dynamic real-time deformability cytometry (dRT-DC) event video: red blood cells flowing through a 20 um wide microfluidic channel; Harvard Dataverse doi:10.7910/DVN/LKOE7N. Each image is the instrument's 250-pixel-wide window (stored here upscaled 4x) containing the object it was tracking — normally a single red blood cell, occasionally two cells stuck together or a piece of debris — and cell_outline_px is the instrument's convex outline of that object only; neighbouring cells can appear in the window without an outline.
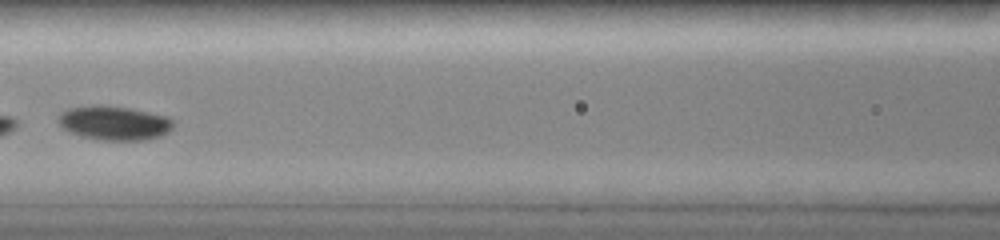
{"species": "common noctule bat (a hibernating species)", "species_latin": "Nyctalus noctula", "temperature_condition": "room temperature", "stored_images_in_passage": 11, "camera_frame_rate_fps": 3000, "um_per_image_px": 0.085, "animal": {"sex": "female", "body_mass_g": 19.0, "forearm_length_mm": 51.5}, "frame": {"image": 1, "passage_image": 8, "time_ms": 6.333, "image_size_px": [1000, 240], "cell_outline_px": [[176, 124], [168, 132], [160, 136], [144, 140], [100, 140], [68, 132], [56, 120], [56, 116], [60, 112], [68, 108], [96, 104], [128, 108], [168, 116]], "centroid_in_image_um": [9.68, 10.44], "position_along_channel_um": 156.9, "area_um2": 23.06}}